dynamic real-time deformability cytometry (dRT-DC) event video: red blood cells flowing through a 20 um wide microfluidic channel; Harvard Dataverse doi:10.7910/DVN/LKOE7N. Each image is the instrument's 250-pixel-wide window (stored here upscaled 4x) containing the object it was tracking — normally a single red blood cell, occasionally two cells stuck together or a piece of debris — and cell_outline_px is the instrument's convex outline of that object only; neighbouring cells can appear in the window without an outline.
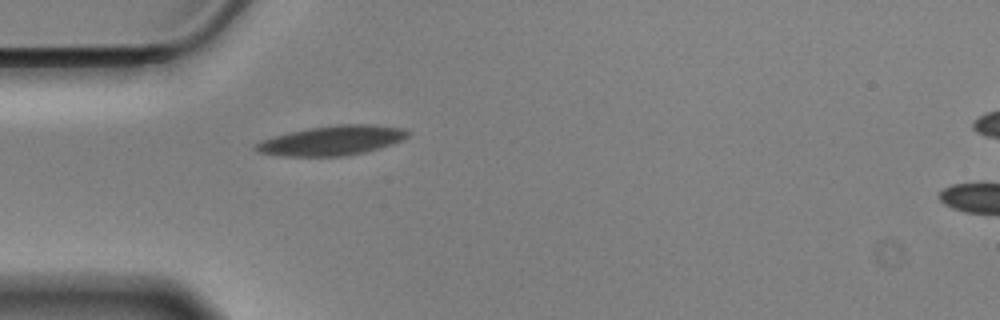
{"species": "Egyptian fruit bat (a non-hibernating species)", "species_latin": "Rousettus aegyptiacus", "temperature_condition": "cold", "stored_images_in_passage": 42, "camera_frame_rate_fps": 3000, "um_per_image_px": 0.085, "animal": {"sex": "male"}, "frame": {"image": 1, "passage_image": 1, "time_ms": 0.0, "image_size_px": [1000, 320], "cell_outline_px": [[408, 136], [404, 140], [392, 144], [364, 152], [344, 156], [280, 156], [256, 152], [252, 148], [252, 144], [260, 140], [288, 132], [308, 128], [336, 124], [376, 124], [404, 128], [408, 132]], "centroid_in_image_um": [28.16, 11.94], "position_along_channel_um": 56.8, "area_um2": 26.59}}
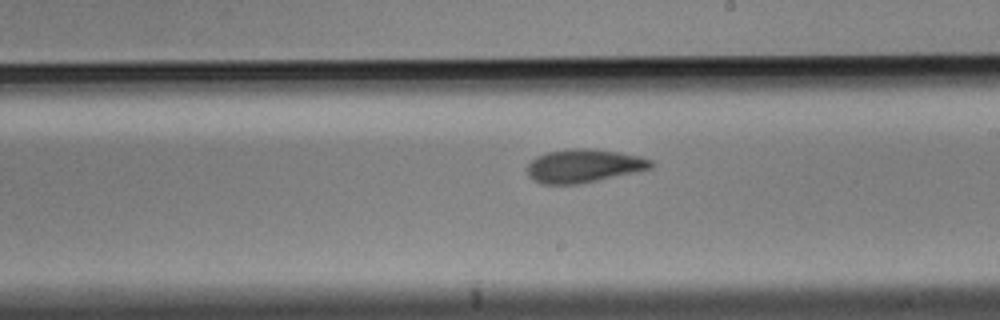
{"frame": {"image": 2, "passage_image": 17, "time_ms": 5.333, "image_size_px": [1000, 320], "cell_outline_px": [[656, 164], [652, 168], [636, 172], [576, 184], [540, 184], [532, 180], [528, 176], [528, 164], [536, 156], [548, 152], [568, 148], [592, 148], [640, 156], [652, 160]], "centroid_in_image_um": [49.62, 14.09], "position_along_channel_um": 239.4, "area_um2": 24.1}}
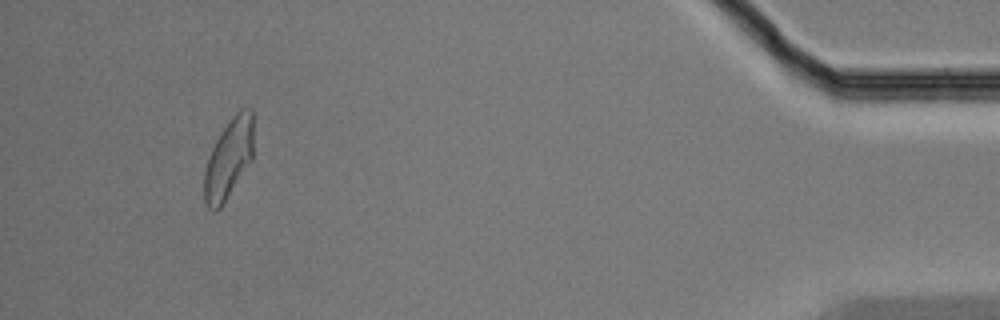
{"frame": {"image": 3, "passage_image": 38, "time_ms": 12.333, "image_size_px": [1000, 320], "cell_outline_px": [[252, 160], [220, 208], [208, 208], [204, 200], [204, 172], [208, 156], [220, 132], [232, 116], [240, 108], [252, 108]], "centroid_in_image_um": [19.43, 13.46], "position_along_channel_um": 415.8, "area_um2": 22.66}, "authors_computed_cell_mechanics": {"area_um2": 23.7269, "velocity_mm_per_s": 3.4943, "shape_relaxation_time_tau1_ms": 6.6343, "shape_relaxation_time_tau2_ms": 3.4015, "deformation_change_tau1": 0.1628, "deformation_change_tau2": 0.0963}}